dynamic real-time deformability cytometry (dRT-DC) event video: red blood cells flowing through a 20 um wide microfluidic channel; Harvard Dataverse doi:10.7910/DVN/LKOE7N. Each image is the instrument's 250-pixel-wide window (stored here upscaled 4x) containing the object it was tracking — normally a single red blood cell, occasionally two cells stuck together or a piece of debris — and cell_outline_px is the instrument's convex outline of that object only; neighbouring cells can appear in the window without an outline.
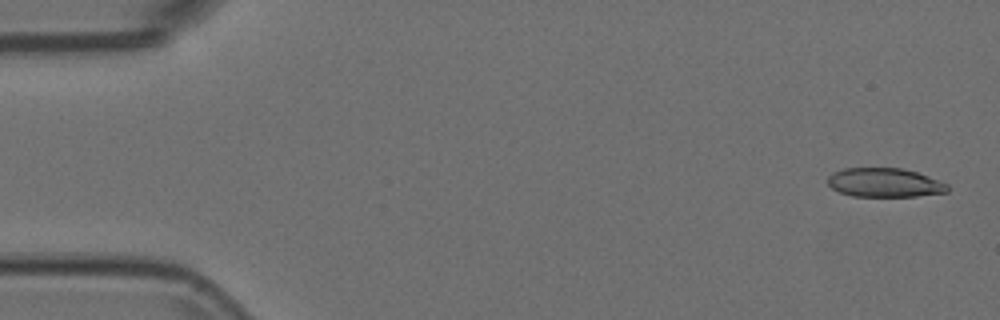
{"species": "Egyptian fruit bat (a non-hibernating species)", "species_latin": "Rousettus aegyptiacus", "temperature_condition": "room temperature", "stored_images_in_passage": 51, "camera_frame_rate_fps": 3000, "um_per_image_px": 0.085, "animal": {"sex": "female"}, "frame": {"image": 1, "passage_image": 1, "time_ms": 0.0, "image_size_px": [1000, 320], "cell_outline_px": [[948, 192], [916, 196], [852, 196], [840, 192], [832, 188], [828, 184], [828, 176], [832, 172], [844, 168], [900, 168], [916, 172], [948, 184]], "centroid_in_image_um": [75.16, 15.52], "position_along_channel_um": 9.8, "area_um2": 20.11}}
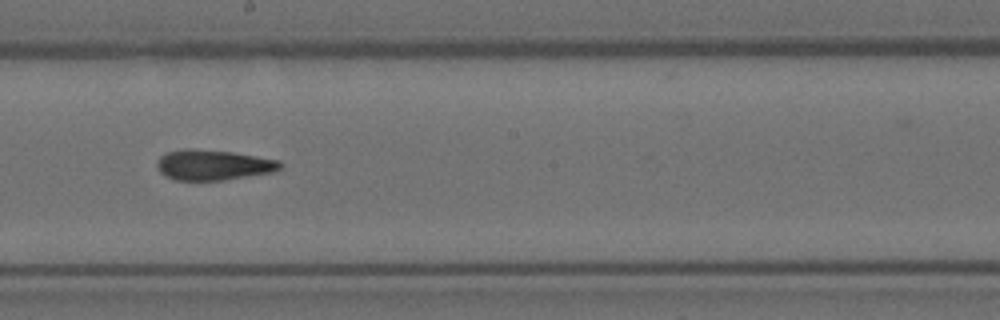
{"frame": {"image": 2, "passage_image": 29, "time_ms": 9.333, "image_size_px": [1000, 320], "cell_outline_px": [[284, 164], [280, 168], [272, 172], [224, 180], [176, 180], [160, 172], [156, 164], [160, 156], [168, 152], [188, 148], [232, 152], [280, 160]], "centroid_in_image_um": [18.15, 14.02], "position_along_channel_um": 230.1, "area_um2": 21.62}}
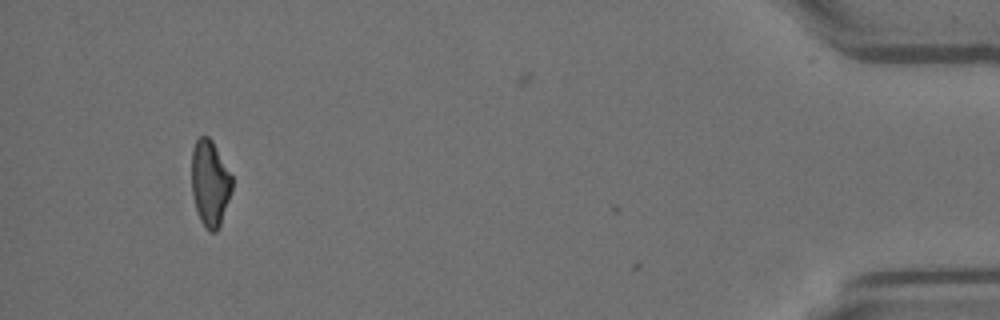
{"frame": {"image": 3, "passage_image": 50, "time_ms": 16.333, "image_size_px": [1000, 320], "cell_outline_px": [[232, 188], [220, 224], [216, 232], [208, 232], [200, 220], [196, 208], [192, 192], [192, 148], [196, 140], [200, 136], [208, 136], [212, 140], [232, 176]], "centroid_in_image_um": [17.84, 15.56], "position_along_channel_um": 417.4, "area_um2": 20.06}}